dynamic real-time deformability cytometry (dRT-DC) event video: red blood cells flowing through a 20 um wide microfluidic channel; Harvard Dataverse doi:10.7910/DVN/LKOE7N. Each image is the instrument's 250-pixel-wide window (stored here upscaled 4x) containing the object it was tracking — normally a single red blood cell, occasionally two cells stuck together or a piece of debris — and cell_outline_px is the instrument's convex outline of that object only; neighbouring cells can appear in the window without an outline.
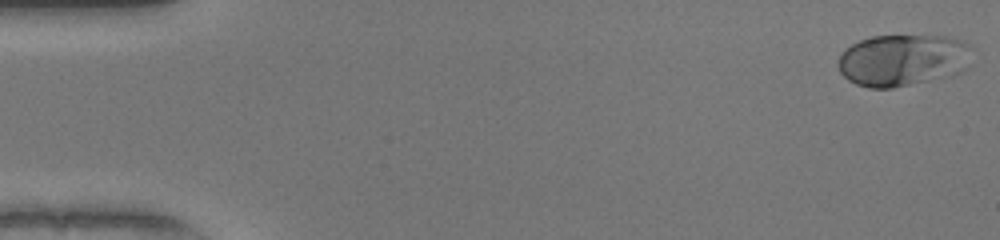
{"species": "human", "species_latin": "Homo sapiens", "temperature_condition": "warm", "stored_images_in_passage": 50, "camera_frame_rate_fps": 3000, "um_per_image_px": 0.085, "donor": {"sex": "female"}, "frame": {"image": 1, "passage_image": 1, "time_ms": 0.0, "image_size_px": [1000, 240], "cell_outline_px": [[972, 48], [964, 68], [960, 72], [952, 76], [892, 88], [868, 88], [856, 84], [848, 80], [840, 72], [836, 64], [836, 60], [840, 52], [844, 48], [860, 40], [872, 36], [944, 36], [964, 40]], "centroid_in_image_um": [76.68, 5.11], "position_along_channel_um": 8.3, "area_um2": 40.81}}
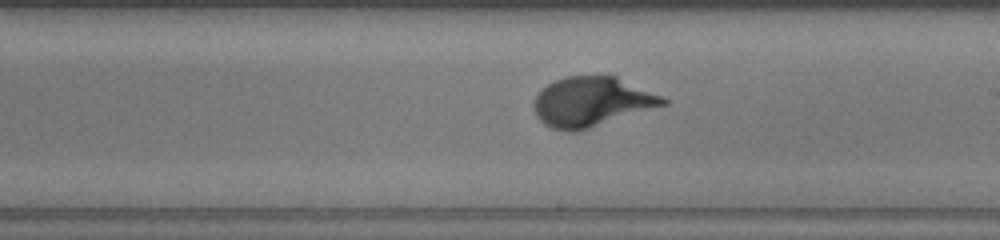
{"frame": {"image": 2, "passage_image": 29, "time_ms": 9.333, "image_size_px": [1000, 240], "cell_outline_px": [[668, 104], [576, 132], [568, 132], [552, 128], [544, 124], [536, 116], [532, 108], [532, 100], [540, 88], [564, 76], [616, 76], [664, 96], [668, 100]], "centroid_in_image_um": [50.26, 8.65], "position_along_channel_um": 238.7, "area_um2": 37.69}}
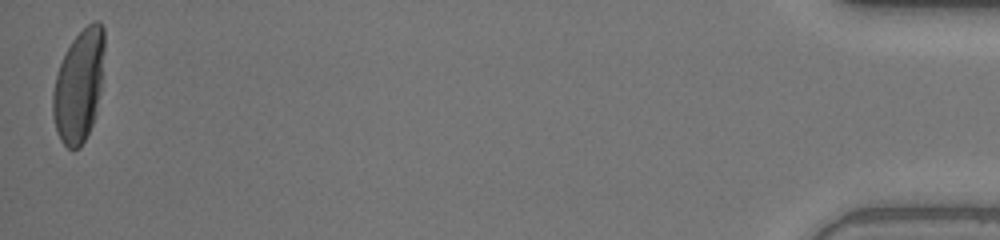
{"frame": {"image": 3, "passage_image": 50, "time_ms": 16.333, "image_size_px": [1000, 240], "cell_outline_px": [[104, 48], [100, 92], [96, 112], [92, 124], [80, 148], [72, 152], [60, 140], [56, 132], [52, 116], [52, 92], [56, 76], [60, 64], [72, 40], [92, 20], [100, 20], [104, 28]], "centroid_in_image_um": [6.7, 7.31], "position_along_channel_um": 428.5, "area_um2": 33.87}}